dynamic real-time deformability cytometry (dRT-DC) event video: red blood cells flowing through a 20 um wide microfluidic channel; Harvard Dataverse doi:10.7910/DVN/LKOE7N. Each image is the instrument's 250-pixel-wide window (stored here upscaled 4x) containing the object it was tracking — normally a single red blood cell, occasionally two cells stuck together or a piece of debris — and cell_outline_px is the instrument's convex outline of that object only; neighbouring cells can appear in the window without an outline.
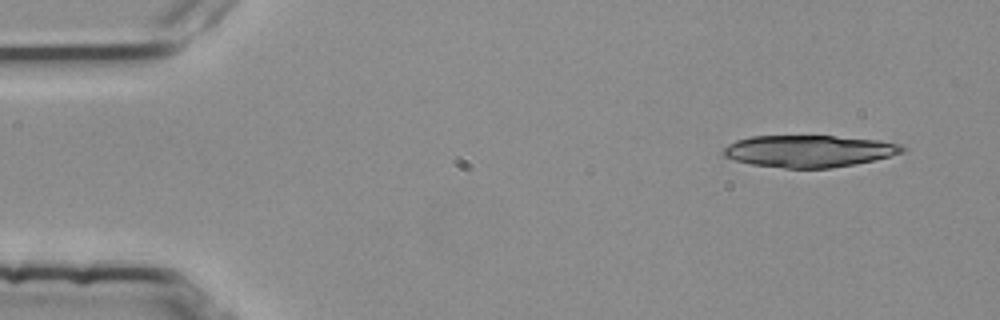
{"species": "common noctule bat (a hibernating species)", "species_latin": "Nyctalus noctula", "temperature_condition": "room temperature", "stored_images_in_passage": 4, "camera_frame_rate_fps": 3000, "um_per_image_px": 0.085, "animal": {"sex": "female", "body_mass_g": 25.1}, "frame": {"image": 1, "passage_image": 1, "time_ms": 0.0, "image_size_px": [1000, 320], "cell_outline_px": [[904, 152], [872, 160], [852, 164], [828, 168], [784, 168], [752, 164], [736, 160], [724, 156], [720, 152], [728, 144], [736, 140], [748, 136], [832, 136], [880, 140], [900, 144], [904, 148]], "centroid_in_image_um": [68.71, 12.83], "position_along_channel_um": 16.3, "area_um2": 33.06}}